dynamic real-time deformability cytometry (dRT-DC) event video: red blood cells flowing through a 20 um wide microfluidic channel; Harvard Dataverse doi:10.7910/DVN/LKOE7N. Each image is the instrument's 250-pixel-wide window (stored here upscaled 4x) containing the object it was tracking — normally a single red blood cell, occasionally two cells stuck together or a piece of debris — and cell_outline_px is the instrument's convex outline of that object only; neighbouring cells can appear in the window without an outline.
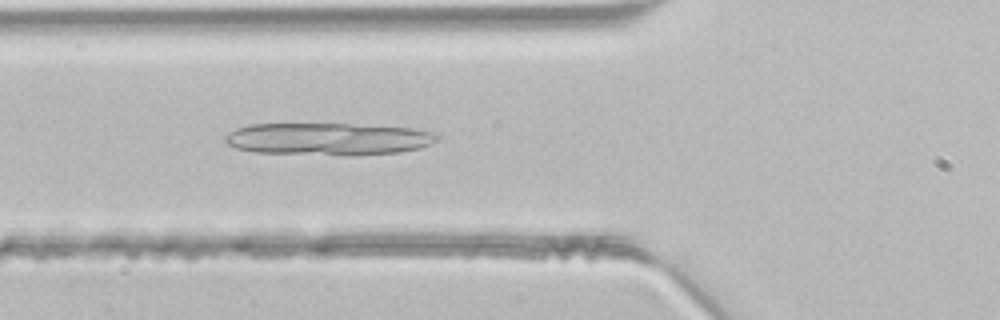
{"species": "common noctule bat (a hibernating species)", "species_latin": "Nyctalus noctula", "temperature_condition": "room temperature", "stored_images_in_passage": 34, "camera_frame_rate_fps": 3000, "um_per_image_px": 0.085, "animal": {"sex": "male", "body_mass_g": 21.5, "forearm_length_mm": 52.0}, "frame": {"image": 1, "passage_image": 5, "time_ms": 1.333, "image_size_px": [1000, 320], "cell_outline_px": [[440, 136], [432, 144], [420, 148], [400, 152], [256, 152], [236, 148], [228, 144], [224, 140], [224, 136], [228, 132], [236, 128], [248, 124], [348, 124], [412, 128], [440, 132]], "centroid_in_image_um": [27.9, 11.75], "position_along_channel_um": 97.9, "area_um2": 38.32}}
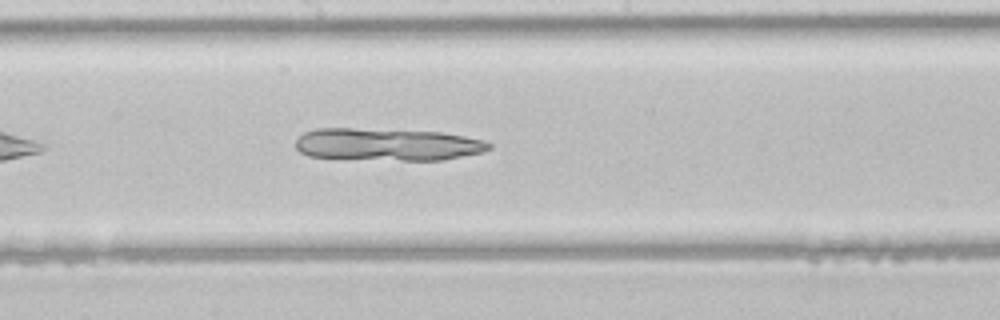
{"frame": {"image": 2, "passage_image": 13, "time_ms": 4.0, "image_size_px": [1000, 320], "cell_outline_px": [[492, 148], [484, 152], [444, 160], [400, 160], [308, 156], [300, 152], [296, 148], [296, 140], [304, 132], [316, 128], [352, 128], [440, 132], [464, 136], [484, 140], [492, 144]], "centroid_in_image_um": [32.96, 12.27], "position_along_channel_um": 215.2, "area_um2": 36.41}}
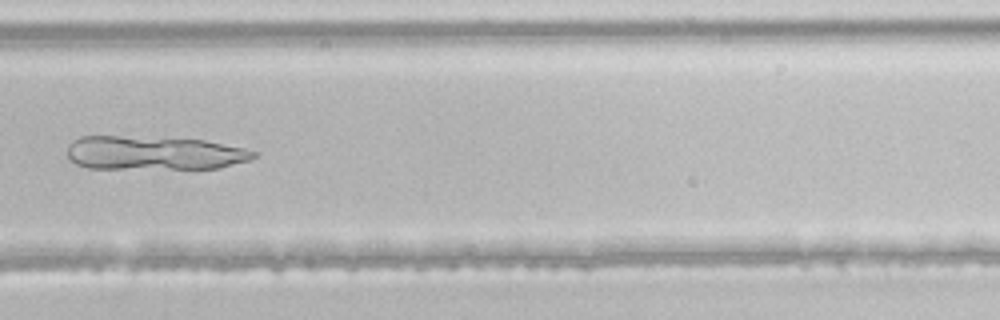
{"frame": {"image": 3, "passage_image": 20, "time_ms": 6.333, "image_size_px": [1000, 320], "cell_outline_px": [[260, 152], [256, 156], [248, 160], [220, 168], [88, 168], [76, 164], [68, 156], [68, 144], [72, 140], [80, 136], [116, 136], [204, 140], [244, 148]], "centroid_in_image_um": [13.08, 13.0], "position_along_channel_um": 316.7, "area_um2": 36.47}}